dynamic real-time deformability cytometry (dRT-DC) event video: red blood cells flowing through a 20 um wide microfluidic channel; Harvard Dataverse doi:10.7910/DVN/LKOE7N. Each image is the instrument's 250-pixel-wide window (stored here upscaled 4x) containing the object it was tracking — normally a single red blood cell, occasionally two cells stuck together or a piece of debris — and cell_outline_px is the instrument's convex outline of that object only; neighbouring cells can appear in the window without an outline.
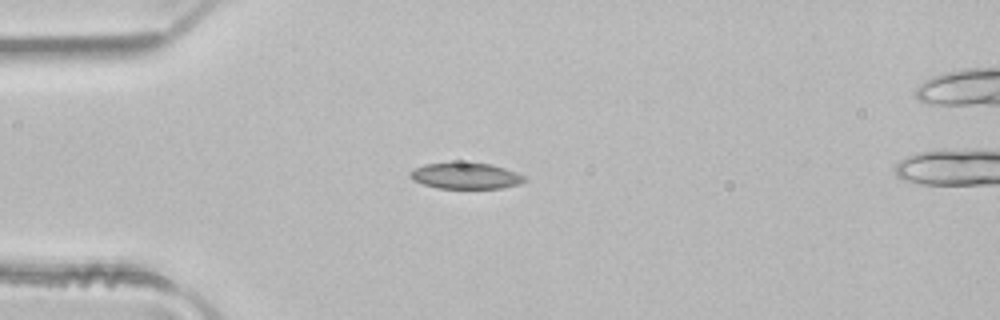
{"species": "common noctule bat (a hibernating species)", "species_latin": "Nyctalus noctula", "temperature_condition": "room temperature", "stored_images_in_passage": 5, "camera_frame_rate_fps": 3000, "um_per_image_px": 0.085, "animal": {"sex": "male", "body_mass_g": 21.5, "forearm_length_mm": 52.0}, "frame": {"image": 1, "passage_image": 5, "time_ms": 1.333, "image_size_px": [1000, 320], "cell_outline_px": [[528, 180], [520, 184], [500, 188], [436, 188], [412, 180], [408, 176], [408, 172], [424, 164], [488, 164], [504, 168], [516, 172], [524, 176]], "centroid_in_image_um": [39.58, 14.97], "position_along_channel_um": 45.4, "area_um2": 16.99}}